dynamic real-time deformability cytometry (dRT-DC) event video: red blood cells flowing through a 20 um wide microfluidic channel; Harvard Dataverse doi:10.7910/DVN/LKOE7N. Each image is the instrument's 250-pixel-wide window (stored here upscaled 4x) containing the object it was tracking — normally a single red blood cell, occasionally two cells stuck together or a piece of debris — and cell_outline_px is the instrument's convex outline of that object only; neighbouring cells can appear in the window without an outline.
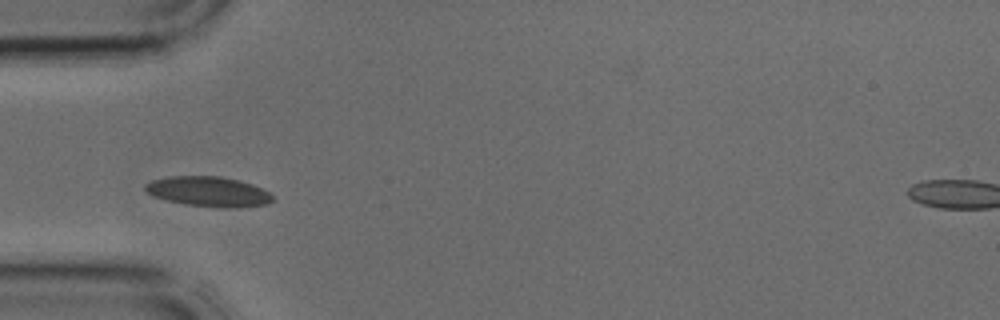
{"species": "common noctule bat (a hibernating species)", "species_latin": "Nyctalus noctula", "temperature_condition": "cold", "stored_images_in_passage": 2, "camera_frame_rate_fps": 3000, "um_per_image_px": 0.085, "animal": {"sex": "male", "body_mass_g": 17.9, "forearm_length_mm": 54.2}, "frame": {"image": 1, "passage_image": 1, "time_ms": 0.0, "image_size_px": [1000, 320], "cell_outline_px": [[276, 196], [268, 204], [236, 208], [224, 208], [184, 204], [152, 196], [144, 188], [144, 184], [152, 180], [168, 176], [220, 176], [252, 184]], "centroid_in_image_um": [17.72, 16.29], "position_along_channel_um": 67.3, "area_um2": 22.31}}